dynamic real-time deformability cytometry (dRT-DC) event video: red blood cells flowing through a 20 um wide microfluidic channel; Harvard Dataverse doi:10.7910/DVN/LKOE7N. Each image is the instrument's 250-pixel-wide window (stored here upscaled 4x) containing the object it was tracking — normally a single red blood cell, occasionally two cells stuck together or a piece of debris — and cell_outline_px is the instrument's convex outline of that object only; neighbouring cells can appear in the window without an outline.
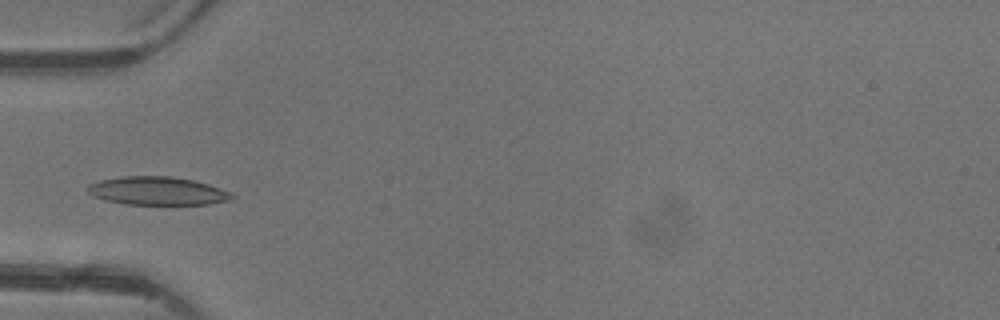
{"species": "common noctule bat (a hibernating species)", "species_latin": "Nyctalus noctula", "temperature_condition": "warm", "stored_images_in_passage": 4, "camera_frame_rate_fps": 3000, "um_per_image_px": 0.085, "animal": {"sex": "female"}, "frame": {"image": 1, "passage_image": 3, "time_ms": 3.333, "image_size_px": [1000, 320], "cell_outline_px": [[236, 196], [232, 200], [208, 204], [124, 204], [104, 200], [92, 196], [88, 192], [88, 184], [100, 180], [120, 176], [172, 176], [192, 180], [208, 184], [232, 192]], "centroid_in_image_um": [13.39, 16.23], "position_along_channel_um": 71.6, "area_um2": 23.93}}
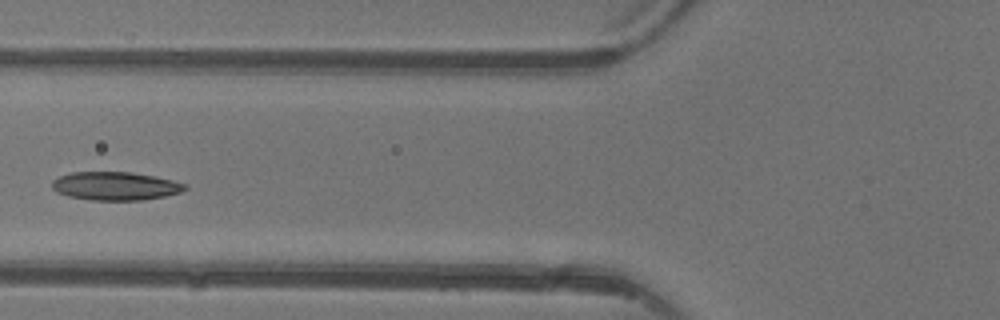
{"frame": {"image": 2, "passage_image": 4, "time_ms": 4.333, "image_size_px": [1000, 320], "cell_outline_px": [[188, 188], [180, 192], [164, 196], [144, 200], [92, 200], [68, 196], [56, 192], [52, 188], [52, 180], [60, 176], [72, 172], [132, 172], [172, 180], [188, 184]], "centroid_in_image_um": [9.8, 15.81], "position_along_channel_um": 116.0, "area_um2": 21.96}}